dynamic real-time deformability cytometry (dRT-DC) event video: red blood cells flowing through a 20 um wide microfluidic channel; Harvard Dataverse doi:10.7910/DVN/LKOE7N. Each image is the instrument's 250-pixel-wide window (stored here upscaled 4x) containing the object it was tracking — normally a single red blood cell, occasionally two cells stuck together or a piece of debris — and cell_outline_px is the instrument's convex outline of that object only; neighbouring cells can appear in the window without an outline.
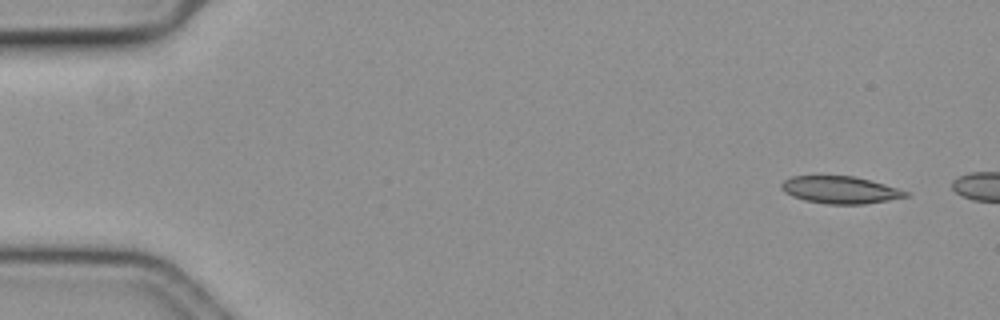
{"species": "common noctule bat (a hibernating species)", "species_latin": "Nyctalus noctula", "temperature_condition": "cold", "stored_images_in_passage": 7, "camera_frame_rate_fps": 3000, "um_per_image_px": 0.085, "animal": {"sex": "female", "body_mass_g": 19.3, "forearm_length_mm": 54.1}, "frame": {"image": 1, "passage_image": 3, "time_ms": 0.667, "image_size_px": [1000, 320], "cell_outline_px": [[908, 196], [888, 200], [864, 204], [828, 204], [804, 200], [792, 196], [784, 192], [780, 188], [780, 184], [784, 180], [792, 176], [856, 176], [884, 184], [908, 192]], "centroid_in_image_um": [71.37, 16.14], "position_along_channel_um": 13.6, "area_um2": 19.65}}